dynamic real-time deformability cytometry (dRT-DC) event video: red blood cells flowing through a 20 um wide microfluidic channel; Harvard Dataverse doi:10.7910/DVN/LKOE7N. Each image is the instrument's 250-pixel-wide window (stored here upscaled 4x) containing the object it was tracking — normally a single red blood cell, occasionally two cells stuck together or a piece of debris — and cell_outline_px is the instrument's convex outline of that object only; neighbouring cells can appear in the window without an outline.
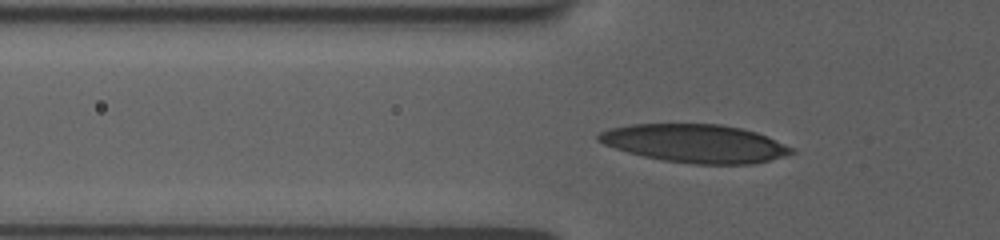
{"species": "human", "species_latin": "Homo sapiens", "temperature_condition": "room temperature", "stored_images_in_passage": 47, "camera_frame_rate_fps": 3000, "um_per_image_px": 0.085, "donor": {"sex": "female"}, "frame": {"image": 1, "passage_image": 17, "time_ms": 5.333, "image_size_px": [1000, 240], "cell_outline_px": [[796, 152], [784, 156], [752, 164], [696, 164], [664, 160], [644, 156], [628, 152], [604, 144], [596, 140], [596, 136], [600, 132], [612, 128], [628, 124], [720, 124], [740, 128], [756, 132], [768, 136], [792, 148]], "centroid_in_image_um": [59.08, 12.18], "position_along_channel_um": 66.7, "area_um2": 42.71}}
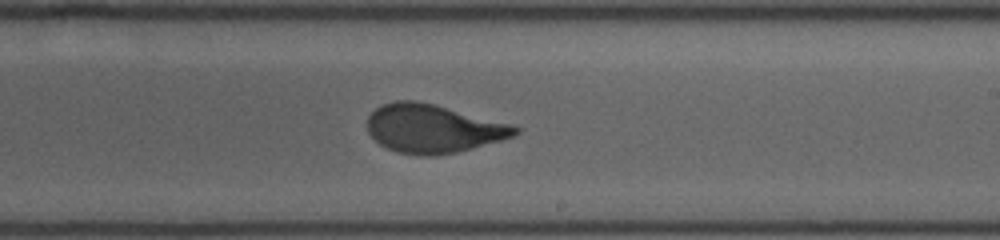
{"frame": {"image": 2, "passage_image": 32, "time_ms": 10.333, "image_size_px": [1000, 240], "cell_outline_px": [[520, 132], [512, 136], [500, 140], [472, 148], [456, 152], [436, 156], [420, 156], [396, 152], [380, 144], [368, 132], [368, 116], [380, 104], [396, 100], [416, 100], [512, 124], [520, 128]], "centroid_in_image_um": [36.79, 10.93], "position_along_channel_um": 252.2, "area_um2": 41.5}}
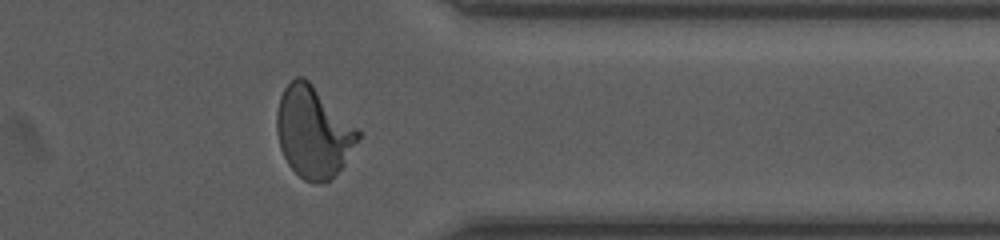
{"frame": {"image": 3, "passage_image": 43, "time_ms": 14.0, "image_size_px": [1000, 240], "cell_outline_px": [[360, 136], [344, 164], [324, 184], [316, 184], [304, 180], [288, 164], [280, 148], [276, 132], [276, 112], [280, 96], [284, 88], [296, 76], [304, 76], [360, 132]], "centroid_in_image_um": [26.58, 11.23], "position_along_channel_um": 384.8, "area_um2": 42.6}, "authors_computed_cell_mechanics": {"area_um2": 41.327, "velocity_mm_per_s": 3.772, "shape_relaxation_time_tau1_ms": 4.9799, "shape_relaxation_time_tau2_ms": null, "deformation_change_tau1": 0.2061, "deformation_change_tau2": null}}